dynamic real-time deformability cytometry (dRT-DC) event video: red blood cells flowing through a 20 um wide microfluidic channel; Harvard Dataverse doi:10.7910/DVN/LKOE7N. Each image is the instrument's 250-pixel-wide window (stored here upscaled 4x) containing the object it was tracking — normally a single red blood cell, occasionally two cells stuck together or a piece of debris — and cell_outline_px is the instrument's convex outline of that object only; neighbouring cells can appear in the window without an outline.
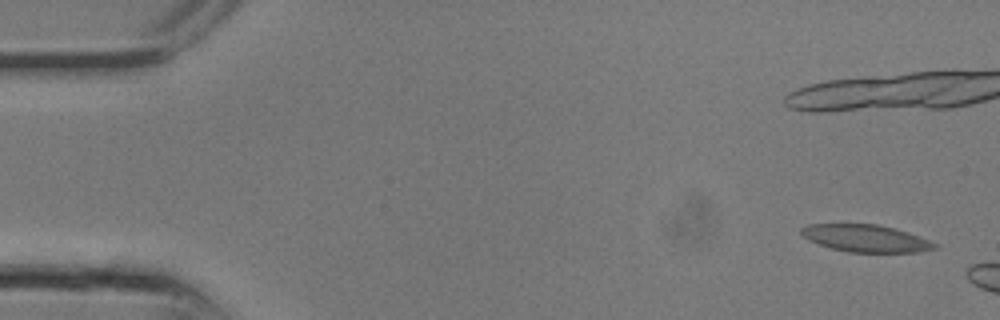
{"species": "common noctule bat (a hibernating species)", "species_latin": "Nyctalus noctula", "temperature_condition": "room temperature", "stored_images_in_passage": 4, "camera_frame_rate_fps": 3000, "um_per_image_px": 0.085, "animal": {"sex": "male", "body_mass_g": 13.3}, "frame": {"image": 1, "passage_image": 1, "time_ms": 0.0, "image_size_px": [1000, 320], "cell_outline_px": [[936, 248], [916, 252], [848, 252], [832, 248], [808, 240], [800, 232], [800, 228], [808, 224], [876, 224], [896, 228], [908, 232], [928, 240], [936, 244]], "centroid_in_image_um": [73.56, 20.25], "position_along_channel_um": 11.4, "area_um2": 20.98}}